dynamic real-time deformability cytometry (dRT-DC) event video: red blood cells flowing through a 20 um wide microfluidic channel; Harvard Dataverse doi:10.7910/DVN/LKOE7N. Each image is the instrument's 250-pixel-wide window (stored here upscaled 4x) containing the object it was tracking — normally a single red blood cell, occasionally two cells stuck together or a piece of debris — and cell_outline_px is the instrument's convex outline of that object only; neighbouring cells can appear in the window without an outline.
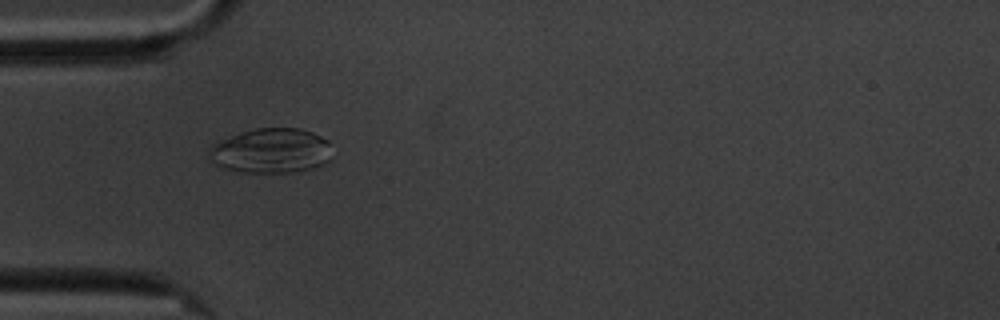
{"species": "common noctule bat (a hibernating species)", "species_latin": "Nyctalus noctula", "temperature_condition": "cold", "stored_images_in_passage": 42, "camera_frame_rate_fps": 3000, "um_per_image_px": 0.085, "animal": {"sex": "male", "body_mass_g": 20.1, "forearm_length_mm": 53.5}, "frame": {"image": 1, "passage_image": 1, "time_ms": 0.0, "image_size_px": [1000, 320], "cell_outline_px": [[332, 160], [324, 164], [312, 168], [288, 172], [240, 172], [220, 168], [212, 164], [208, 160], [208, 148], [212, 144], [220, 140], [240, 132], [256, 128], [300, 128], [312, 132], [328, 140], [332, 156]], "centroid_in_image_um": [23.0, 12.82], "position_along_channel_um": 62.0, "area_um2": 32.66}}
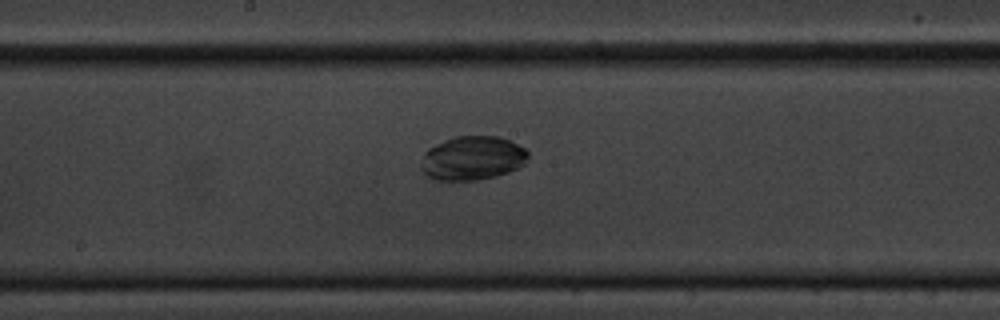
{"frame": {"image": 2, "passage_image": 14, "time_ms": 4.333, "image_size_px": [1000, 320], "cell_outline_px": [[528, 156], [524, 164], [508, 172], [496, 176], [476, 180], [436, 180], [428, 176], [420, 168], [420, 160], [424, 152], [428, 148], [444, 140], [456, 136], [496, 136], [508, 140], [524, 148], [528, 152]], "centroid_in_image_um": [40.11, 13.44], "position_along_channel_um": 208.1, "area_um2": 27.4}}
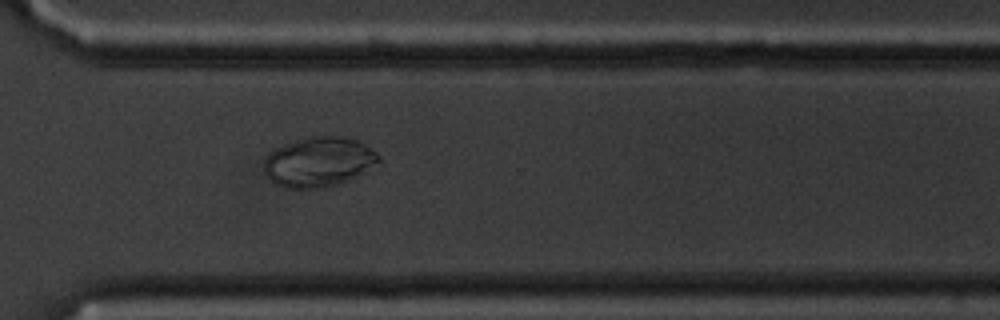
{"frame": {"image": 3, "passage_image": 26, "time_ms": 8.333, "image_size_px": [1000, 320], "cell_outline_px": [[380, 160], [356, 176], [336, 184], [324, 188], [284, 188], [276, 184], [264, 172], [264, 160], [276, 148], [284, 144], [304, 136], [336, 136], [356, 140], [364, 144], [376, 152], [380, 156]], "centroid_in_image_um": [27.06, 13.75], "position_along_channel_um": 343.5, "area_um2": 32.89}}